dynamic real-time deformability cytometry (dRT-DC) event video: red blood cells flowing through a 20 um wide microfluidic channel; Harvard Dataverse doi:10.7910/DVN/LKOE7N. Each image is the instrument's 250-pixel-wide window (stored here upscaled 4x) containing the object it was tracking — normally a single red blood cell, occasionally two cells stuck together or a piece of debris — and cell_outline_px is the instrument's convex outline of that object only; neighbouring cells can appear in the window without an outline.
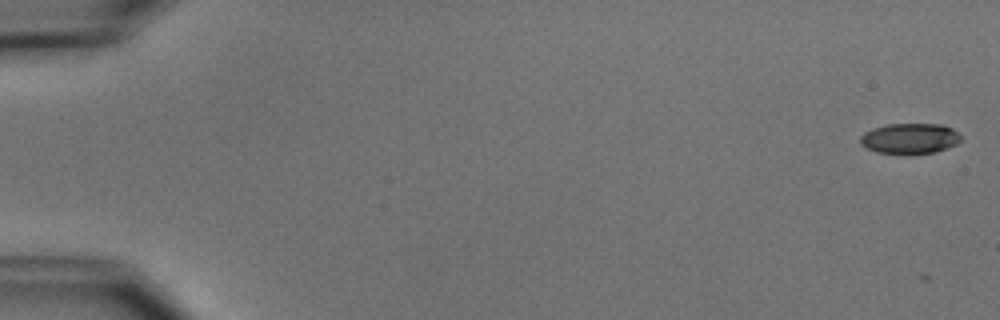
{"species": "common noctule bat (a hibernating species)", "species_latin": "Nyctalus noctula", "temperature_condition": "cold", "stored_images_in_passage": 16, "camera_frame_rate_fps": 3000, "um_per_image_px": 0.085, "animal": {"sex": "male", "body_mass_g": 15.6}, "frame": {"image": 1, "passage_image": 2, "time_ms": 0.333, "image_size_px": [1000, 320], "cell_outline_px": [[960, 140], [956, 144], [948, 148], [936, 152], [876, 152], [860, 144], [860, 136], [864, 132], [872, 128], [888, 124], [944, 124], [952, 128], [960, 136]], "centroid_in_image_um": [77.33, 11.74], "position_along_channel_um": 7.7, "area_um2": 17.51}}
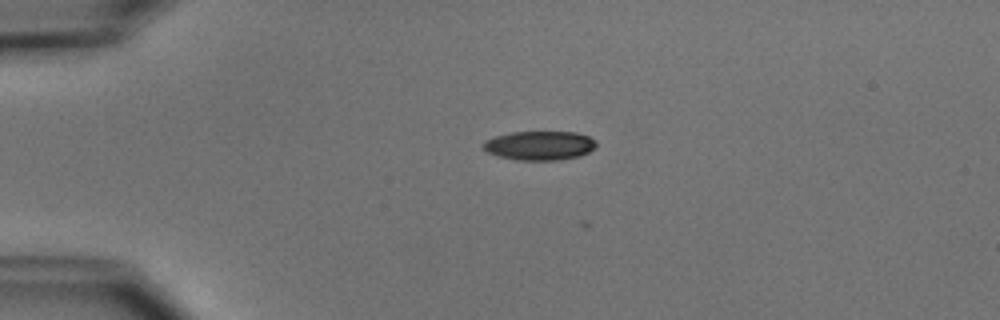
{"frame": {"image": 2, "passage_image": 14, "time_ms": 4.333, "image_size_px": [1000, 320], "cell_outline_px": [[596, 148], [580, 156], [556, 160], [516, 160], [496, 156], [488, 152], [480, 144], [484, 140], [508, 132], [576, 132], [588, 136], [596, 140]], "centroid_in_image_um": [45.84, 12.37], "position_along_channel_um": 39.2, "area_um2": 19.36}}